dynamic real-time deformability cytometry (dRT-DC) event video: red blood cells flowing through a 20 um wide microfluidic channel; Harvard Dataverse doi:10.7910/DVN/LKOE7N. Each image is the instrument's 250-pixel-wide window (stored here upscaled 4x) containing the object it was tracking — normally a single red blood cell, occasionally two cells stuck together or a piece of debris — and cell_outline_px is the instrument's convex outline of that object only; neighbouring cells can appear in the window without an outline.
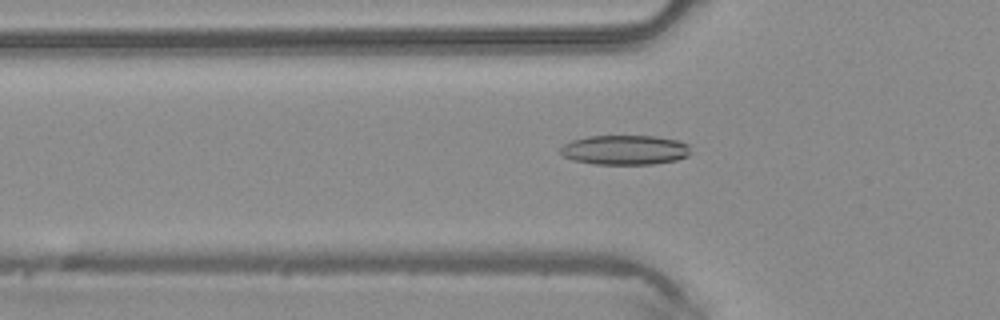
{"species": "common noctule bat (a hibernating species)", "species_latin": "Nyctalus noctula", "temperature_condition": "warm", "stored_images_in_passage": 48, "camera_frame_rate_fps": 3000, "um_per_image_px": 0.085, "animal": {"sex": "male", "body_mass_g": 20.4}, "frame": {"image": 1, "passage_image": 16, "time_ms": 5.0, "image_size_px": [1000, 320], "cell_outline_px": [[688, 156], [676, 160], [652, 164], [592, 164], [572, 160], [564, 156], [560, 152], [560, 148], [564, 144], [572, 140], [588, 136], [656, 136], [676, 140], [688, 144]], "centroid_in_image_um": [53.08, 12.74], "position_along_channel_um": 72.7, "area_um2": 22.43}}
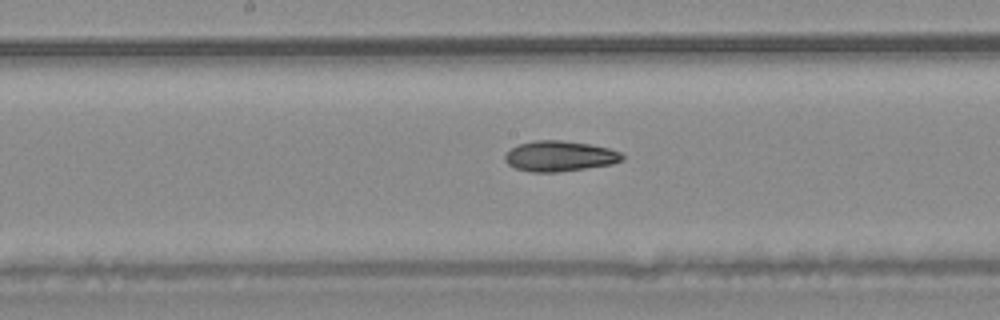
{"frame": {"image": 2, "passage_image": 25, "time_ms": 8.0, "image_size_px": [1000, 320], "cell_outline_px": [[624, 160], [612, 164], [556, 172], [532, 172], [516, 168], [508, 164], [504, 160], [504, 156], [512, 148], [520, 144], [536, 140], [560, 140], [588, 144], [608, 148], [620, 152], [624, 156]], "centroid_in_image_um": [47.57, 13.27], "position_along_channel_um": 200.6, "area_um2": 20.58}}
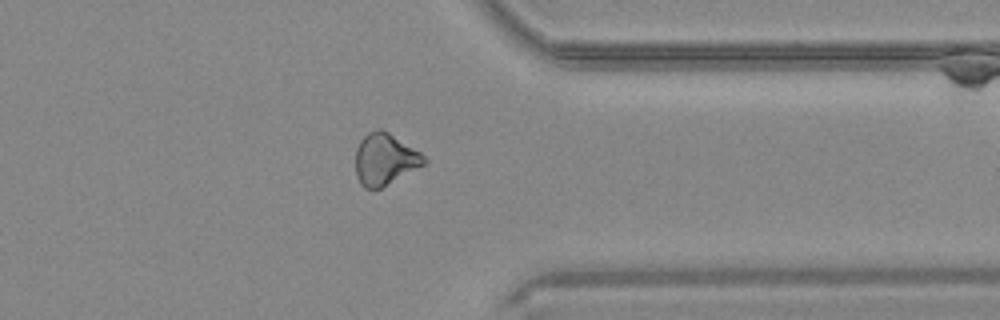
{"frame": {"image": 3, "passage_image": 38, "time_ms": 12.333, "image_size_px": [1000, 320], "cell_outline_px": [[428, 160], [424, 164], [380, 188], [364, 188], [360, 184], [356, 176], [356, 148], [360, 140], [368, 132], [380, 128], [388, 132], [420, 152]], "centroid_in_image_um": [32.68, 13.52], "position_along_channel_um": 378.7, "area_um2": 20.29}, "authors_computed_cell_mechanics": {"area_um2": 21.097, "velocity_mm_per_s": 4.2268, "shape_relaxation_time_tau1_ms": null, "shape_relaxation_time_tau2_ms": 6.239, "deformation_change_tau1": null, "deformation_change_tau2": 0.1629}}